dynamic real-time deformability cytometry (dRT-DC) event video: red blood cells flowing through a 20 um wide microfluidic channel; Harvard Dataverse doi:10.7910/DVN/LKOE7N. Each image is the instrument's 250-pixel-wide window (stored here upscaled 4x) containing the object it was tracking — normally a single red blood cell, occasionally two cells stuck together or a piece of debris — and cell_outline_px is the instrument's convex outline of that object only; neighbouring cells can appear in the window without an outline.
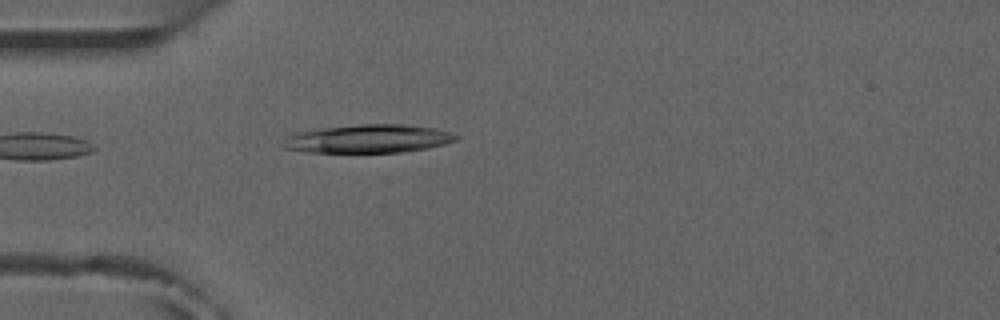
{"species": "common noctule bat (a hibernating species)", "species_latin": "Nyctalus noctula", "temperature_condition": "room temperature", "stored_images_in_passage": 4, "camera_frame_rate_fps": 3000, "um_per_image_px": 0.085, "animal": {"sex": "male", "forearm_length_mm": 52.5}, "frame": {"image": 1, "passage_image": 4, "time_ms": 4.0, "image_size_px": [1000, 320], "cell_outline_px": [[460, 136], [456, 140], [444, 144], [428, 148], [400, 152], [308, 152], [284, 148], [288, 136], [292, 132], [324, 128], [360, 124], [408, 124], [436, 128]], "centroid_in_image_um": [31.35, 11.78], "position_along_channel_um": 53.7, "area_um2": 28.38}}